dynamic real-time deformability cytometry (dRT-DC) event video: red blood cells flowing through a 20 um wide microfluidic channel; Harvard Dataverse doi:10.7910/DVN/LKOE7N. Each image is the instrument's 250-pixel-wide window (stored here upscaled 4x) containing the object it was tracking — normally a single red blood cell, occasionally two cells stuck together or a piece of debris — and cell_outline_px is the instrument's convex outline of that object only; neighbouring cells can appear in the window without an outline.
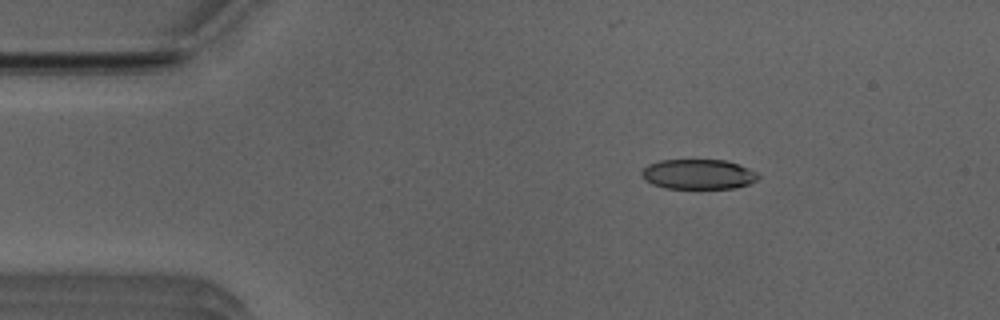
{"species": "Egyptian fruit bat (a non-hibernating species)", "species_latin": "Rousettus aegyptiacus", "temperature_condition": "room temperature", "stored_images_in_passage": 46, "camera_frame_rate_fps": 3000, "um_per_image_px": 0.085, "animal": {"sex": "male"}, "frame": {"image": 1, "passage_image": 3, "time_ms": 0.667, "image_size_px": [1000, 320], "cell_outline_px": [[760, 176], [756, 180], [748, 184], [736, 188], [664, 188], [652, 184], [644, 180], [640, 176], [640, 172], [648, 164], [660, 160], [724, 160], [740, 164], [756, 172]], "centroid_in_image_um": [59.32, 14.81], "position_along_channel_um": 25.7, "area_um2": 20.46}}
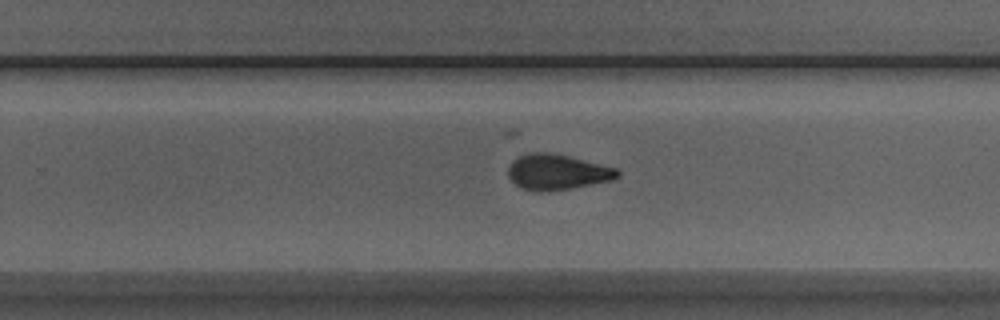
{"frame": {"image": 2, "passage_image": 27, "time_ms": 8.667, "image_size_px": [1000, 320], "cell_outline_px": [[620, 176], [612, 180], [572, 188], [548, 192], [536, 192], [520, 188], [508, 176], [508, 168], [512, 160], [516, 156], [528, 152], [548, 152], [568, 156], [616, 168], [620, 172]], "centroid_in_image_um": [47.32, 14.63], "position_along_channel_um": 282.5, "area_um2": 22.83}}
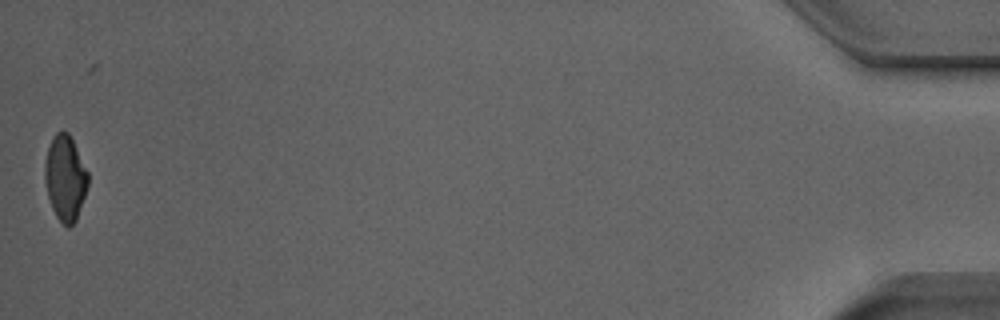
{"frame": {"image": 3, "passage_image": 46, "time_ms": 15.0, "image_size_px": [1000, 320], "cell_outline_px": [[88, 184], [76, 220], [68, 228], [56, 216], [52, 208], [48, 196], [44, 176], [44, 164], [48, 148], [52, 136], [56, 132], [68, 132], [88, 172]], "centroid_in_image_um": [5.53, 15.12], "position_along_channel_um": 429.7, "area_um2": 21.15}, "authors_computed_cell_mechanics": {"area_um2": 22.4264, "velocity_mm_per_s": 3.9569, "shape_relaxation_time_tau1_ms": 5.0648, "shape_relaxation_time_tau2_ms": 1.5243, "deformation_change_tau1": 0.1584, "deformation_change_tau2": 0.0803}}